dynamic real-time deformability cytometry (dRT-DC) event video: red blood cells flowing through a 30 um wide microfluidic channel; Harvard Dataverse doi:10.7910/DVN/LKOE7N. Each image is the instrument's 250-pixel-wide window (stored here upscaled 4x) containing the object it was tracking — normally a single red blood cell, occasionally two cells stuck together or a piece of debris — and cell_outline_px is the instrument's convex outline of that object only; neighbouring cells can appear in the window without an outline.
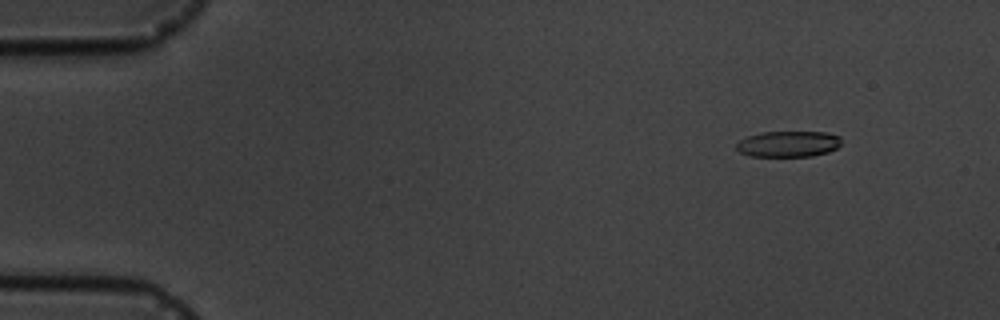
{"species": "common noctule bat (a hibernating species)", "species_latin": "Nyctalus noctula", "temperature_condition": "cold", "stored_images_in_passage": 6, "camera_frame_rate_fps": 3000, "um_per_image_px": 0.085, "animal": {"sex": "male", "body_mass_g": 19.5, "forearm_length_mm": 54.6}, "frame": {"image": 1, "passage_image": 2, "time_ms": 1.333, "image_size_px": [1000, 320], "cell_outline_px": [[840, 144], [836, 148], [828, 152], [812, 156], [748, 156], [740, 152], [736, 148], [736, 144], [740, 140], [748, 136], [760, 132], [824, 132], [840, 136]], "centroid_in_image_um": [66.99, 12.24], "position_along_channel_um": 18.0, "area_um2": 15.84}}
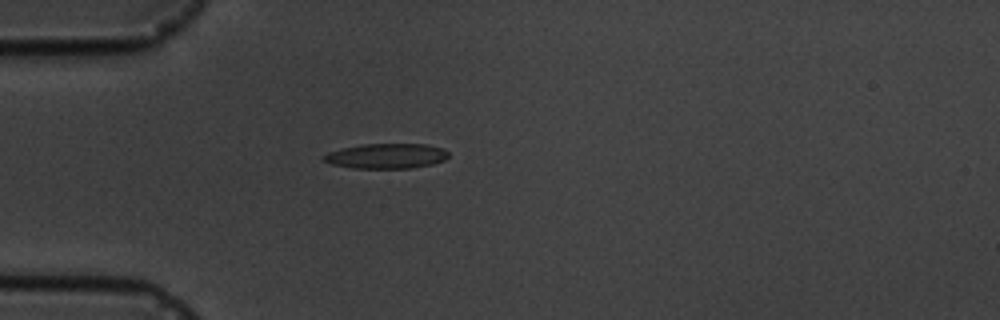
{"frame": {"image": 2, "passage_image": 5, "time_ms": 4.667, "image_size_px": [1000, 320], "cell_outline_px": [[448, 156], [444, 160], [432, 164], [412, 168], [352, 168], [332, 164], [324, 160], [324, 156], [328, 152], [340, 148], [364, 144], [428, 144], [444, 148], [448, 152]], "centroid_in_image_um": [32.87, 13.25], "position_along_channel_um": 52.1, "area_um2": 18.21}}